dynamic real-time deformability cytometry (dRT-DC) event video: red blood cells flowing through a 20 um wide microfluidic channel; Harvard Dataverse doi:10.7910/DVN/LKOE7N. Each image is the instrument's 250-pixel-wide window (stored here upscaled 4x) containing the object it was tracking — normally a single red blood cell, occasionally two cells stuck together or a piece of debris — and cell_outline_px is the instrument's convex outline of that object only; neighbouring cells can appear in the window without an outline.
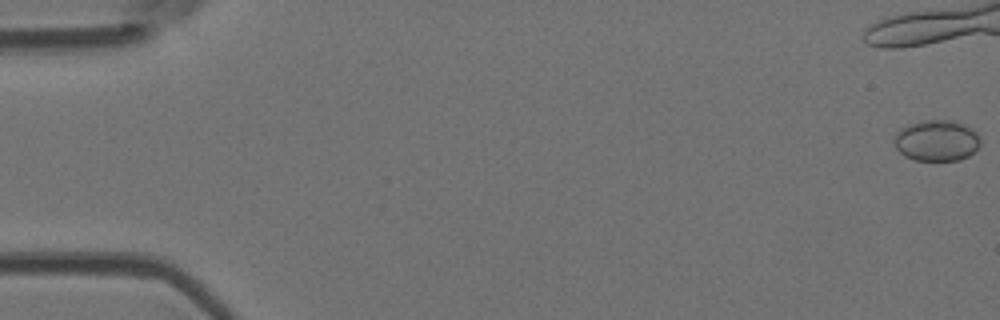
{"species": "Egyptian fruit bat (a non-hibernating species)", "species_latin": "Rousettus aegyptiacus", "temperature_condition": "room temperature", "stored_images_in_passage": 6, "camera_frame_rate_fps": 3000, "um_per_image_px": 0.085, "animal": {"sex": "female"}, "frame": {"image": 1, "passage_image": 1, "time_ms": 0.0, "image_size_px": [1000, 320], "cell_outline_px": [[980, 144], [968, 156], [960, 160], [916, 160], [904, 156], [896, 148], [892, 140], [896, 132], [900, 128], [908, 124], [924, 120], [956, 120], [972, 128], [980, 136]], "centroid_in_image_um": [79.6, 11.93], "position_along_channel_um": 5.4, "area_um2": 20.87}}